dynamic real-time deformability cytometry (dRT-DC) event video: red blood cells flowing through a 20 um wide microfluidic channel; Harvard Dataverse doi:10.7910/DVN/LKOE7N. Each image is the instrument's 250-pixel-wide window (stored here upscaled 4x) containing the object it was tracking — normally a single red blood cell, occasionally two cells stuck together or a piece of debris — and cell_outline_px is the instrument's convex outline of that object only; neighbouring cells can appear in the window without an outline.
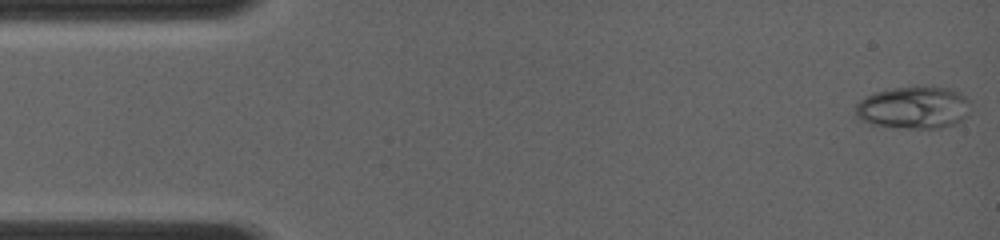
{"species": "common noctule bat (a hibernating species)", "species_latin": "Nyctalus noctula", "temperature_condition": "room temperature", "stored_images_in_passage": 66, "camera_frame_rate_fps": 4000, "um_per_image_px": 0.085, "animal": {"sex": "female", "body_mass_g": 19.0, "forearm_length_mm": 56.7}, "frame": {"image": 1, "passage_image": 1, "time_ms": 0.0, "image_size_px": [1000, 240], "cell_outline_px": [[972, 100], [968, 116], [956, 124], [940, 128], [908, 128], [872, 124], [856, 116], [856, 104], [864, 96], [876, 92], [892, 88], [912, 84], [932, 84], [952, 88], [960, 92]], "centroid_in_image_um": [77.76, 9.08], "position_along_channel_um": 7.2, "area_um2": 29.48}}
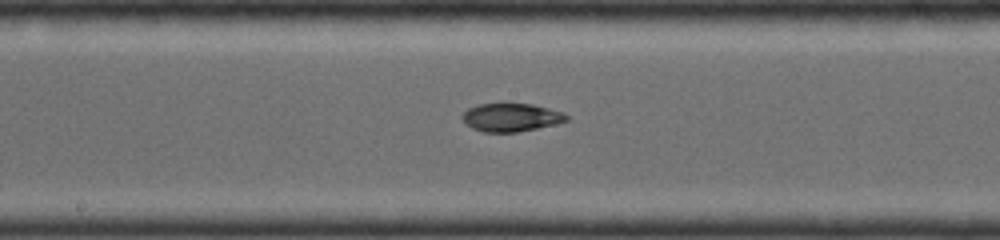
{"frame": {"image": 2, "passage_image": 31, "time_ms": 7.25, "image_size_px": [1000, 240], "cell_outline_px": [[568, 120], [556, 124], [516, 132], [484, 132], [472, 128], [460, 116], [468, 108], [480, 104], [500, 100], [532, 104], [564, 112], [568, 116]], "centroid_in_image_um": [43.43, 9.92], "position_along_channel_um": 204.8, "area_um2": 17.69}}
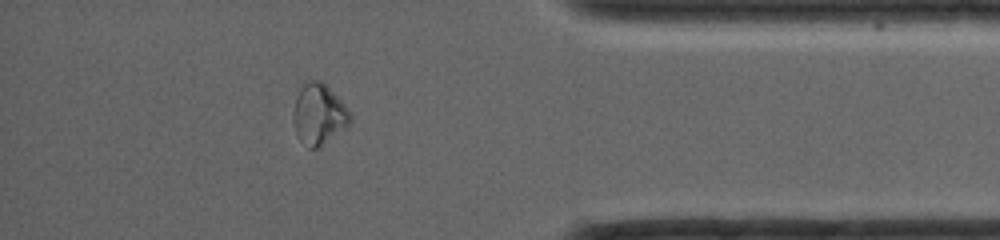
{"frame": {"image": 3, "passage_image": 58, "time_ms": 12.25, "image_size_px": [1000, 240], "cell_outline_px": [[352, 120], [348, 124], [316, 148], [308, 148], [296, 132], [296, 96], [300, 88], [304, 84], [312, 80], [320, 80], [340, 100], [352, 116]], "centroid_in_image_um": [27.12, 9.68], "position_along_channel_um": 408.1, "area_um2": 18.79}}